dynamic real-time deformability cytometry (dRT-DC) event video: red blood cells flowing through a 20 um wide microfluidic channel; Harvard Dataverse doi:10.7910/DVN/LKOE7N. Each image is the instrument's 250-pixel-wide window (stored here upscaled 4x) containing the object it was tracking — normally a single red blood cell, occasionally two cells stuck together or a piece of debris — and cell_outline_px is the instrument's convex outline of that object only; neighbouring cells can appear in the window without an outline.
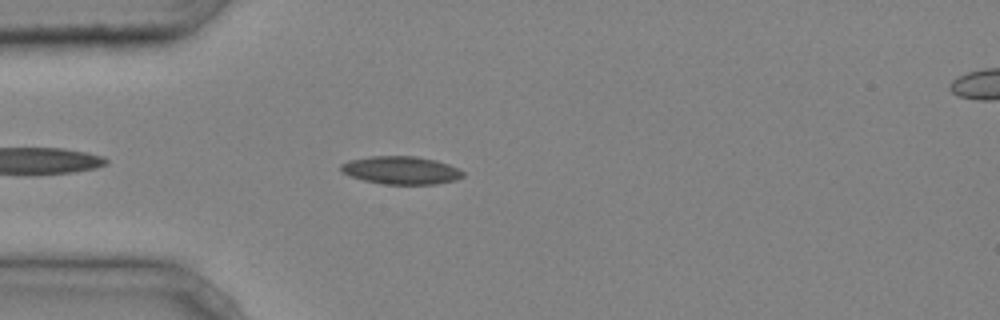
{"species": "common noctule bat (a hibernating species)", "species_latin": "Nyctalus noctula", "temperature_condition": "cold", "stored_images_in_passage": 36, "camera_frame_rate_fps": 3000, "um_per_image_px": 0.085, "animal": {"sex": "male", "body_mass_g": 20.4}, "frame": {"image": 1, "passage_image": 4, "time_ms": 1.0, "image_size_px": [1000, 320], "cell_outline_px": [[464, 176], [456, 180], [436, 184], [384, 184], [364, 180], [348, 176], [340, 172], [340, 164], [348, 160], [372, 156], [416, 156], [436, 160], [448, 164], [464, 172]], "centroid_in_image_um": [34.05, 14.47], "position_along_channel_um": 50.9, "area_um2": 20.0}}
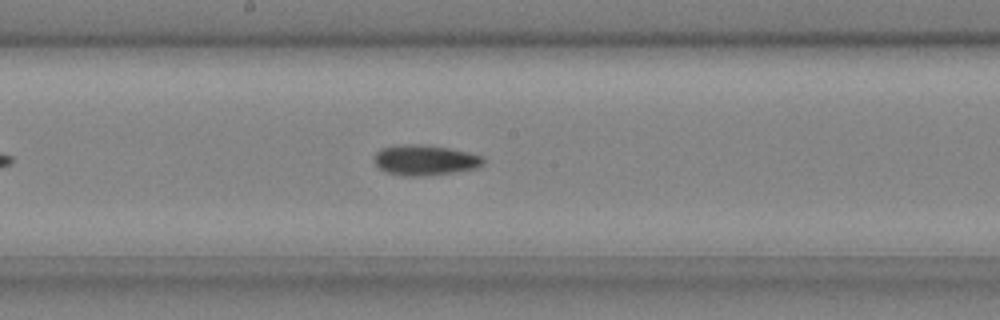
{"frame": {"image": 2, "passage_image": 16, "time_ms": 5.0, "image_size_px": [1000, 320], "cell_outline_px": [[484, 164], [476, 168], [452, 172], [424, 176], [404, 176], [384, 172], [376, 164], [376, 152], [380, 148], [396, 144], [424, 144], [448, 148], [468, 152], [484, 156]], "centroid_in_image_um": [36.12, 13.6], "position_along_channel_um": 212.1, "area_um2": 19.42}}
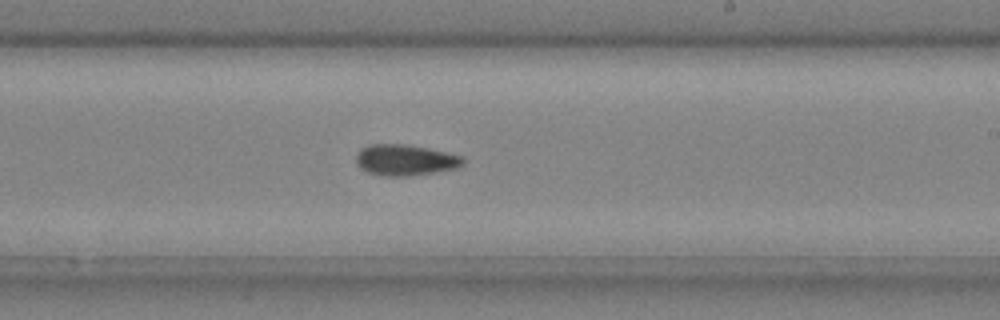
{"frame": {"image": 3, "passage_image": 19, "time_ms": 6.0, "image_size_px": [1000, 320], "cell_outline_px": [[464, 164], [456, 168], [408, 176], [384, 176], [368, 172], [360, 168], [356, 164], [356, 156], [360, 148], [368, 144], [404, 144], [428, 148], [464, 156]], "centroid_in_image_um": [34.42, 13.59], "position_along_channel_um": 254.6, "area_um2": 19.36}, "authors_computed_cell_mechanics": {"area_um2": 18.9584, "velocity_mm_per_s": 4.2631, "shape_relaxation_time_tau1_ms": 7.5585, "shape_relaxation_time_tau2_ms": 4.2239, "deformation_change_tau1": 0.1456, "deformation_change_tau2": 0.0912}}